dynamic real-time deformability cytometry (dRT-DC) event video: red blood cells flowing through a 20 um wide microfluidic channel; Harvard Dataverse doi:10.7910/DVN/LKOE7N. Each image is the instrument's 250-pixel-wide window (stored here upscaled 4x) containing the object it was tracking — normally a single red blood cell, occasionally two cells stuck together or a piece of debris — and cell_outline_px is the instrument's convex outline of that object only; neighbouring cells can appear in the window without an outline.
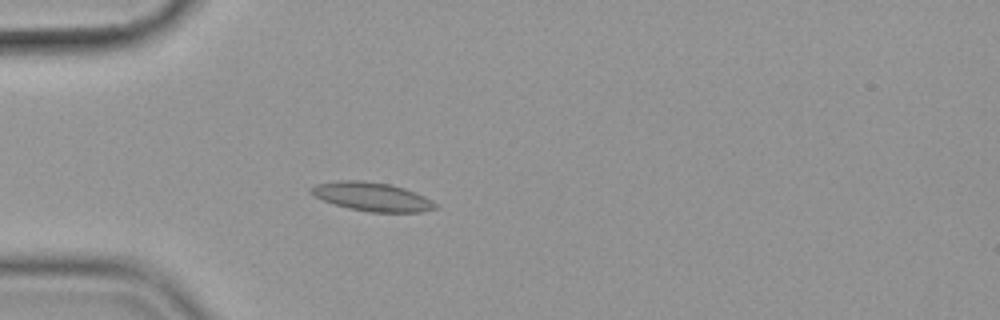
{"species": "common noctule bat (a hibernating species)", "species_latin": "Nyctalus noctula", "temperature_condition": "cold", "stored_images_in_passage": 41, "camera_frame_rate_fps": 3000, "um_per_image_px": 0.085, "animal": {"sex": "female", "body_mass_g": 19.9}, "frame": {"image": 1, "passage_image": 1, "time_ms": 0.0, "image_size_px": [1000, 320], "cell_outline_px": [[436, 208], [420, 212], [372, 212], [348, 208], [324, 200], [308, 192], [308, 188], [316, 184], [336, 180], [360, 180], [388, 184], [404, 188], [424, 196], [432, 200], [436, 204]], "centroid_in_image_um": [31.59, 16.71], "position_along_channel_um": 53.4, "area_um2": 20.63}}
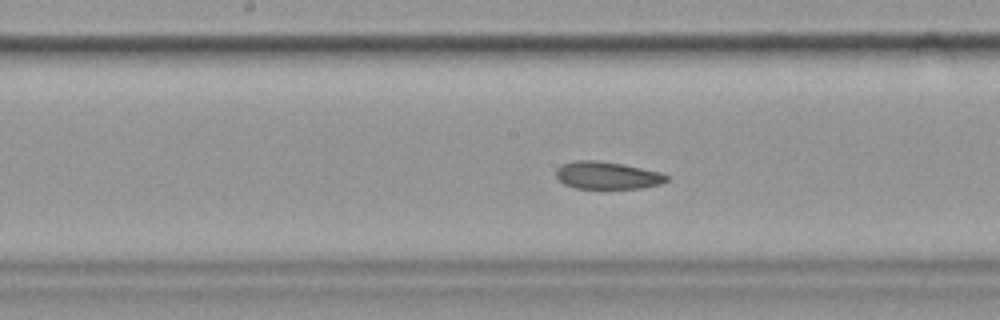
{"frame": {"image": 2, "passage_image": 14, "time_ms": 4.333, "image_size_px": [1000, 320], "cell_outline_px": [[672, 176], [668, 180], [660, 184], [644, 188], [576, 188], [564, 184], [556, 176], [556, 168], [564, 164], [576, 160], [596, 160], [620, 164], [660, 172]], "centroid_in_image_um": [51.64, 14.91], "position_along_channel_um": 196.6, "area_um2": 17.57}}
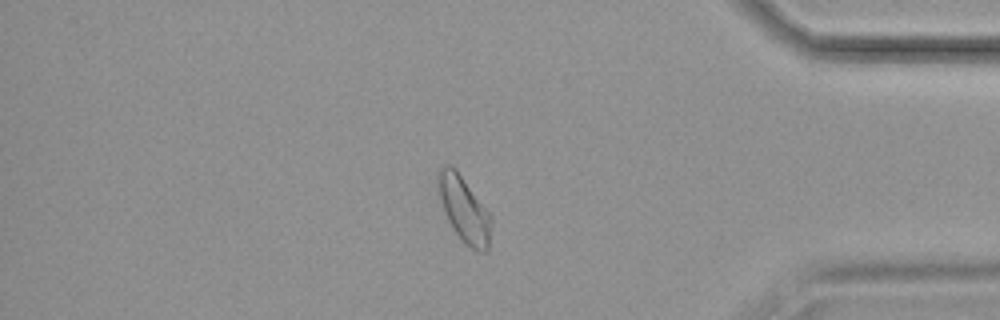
{"frame": {"image": 3, "passage_image": 33, "time_ms": 10.667, "image_size_px": [1000, 320], "cell_outline_px": [[492, 224], [488, 252], [480, 252], [464, 244], [460, 240], [448, 220], [444, 212], [440, 196], [436, 176], [436, 172], [444, 164], [448, 164], [456, 168], [492, 216]], "centroid_in_image_um": [39.46, 17.79], "position_along_channel_um": 395.7, "area_um2": 20.58}, "authors_computed_cell_mechanics": {"area_um2": 19.1896, "velocity_mm_per_s": 3.5552, "shape_relaxation_time_tau1_ms": null, "shape_relaxation_time_tau2_ms": 3.6475, "deformation_change_tau1": null, "deformation_change_tau2": 0.0888}}